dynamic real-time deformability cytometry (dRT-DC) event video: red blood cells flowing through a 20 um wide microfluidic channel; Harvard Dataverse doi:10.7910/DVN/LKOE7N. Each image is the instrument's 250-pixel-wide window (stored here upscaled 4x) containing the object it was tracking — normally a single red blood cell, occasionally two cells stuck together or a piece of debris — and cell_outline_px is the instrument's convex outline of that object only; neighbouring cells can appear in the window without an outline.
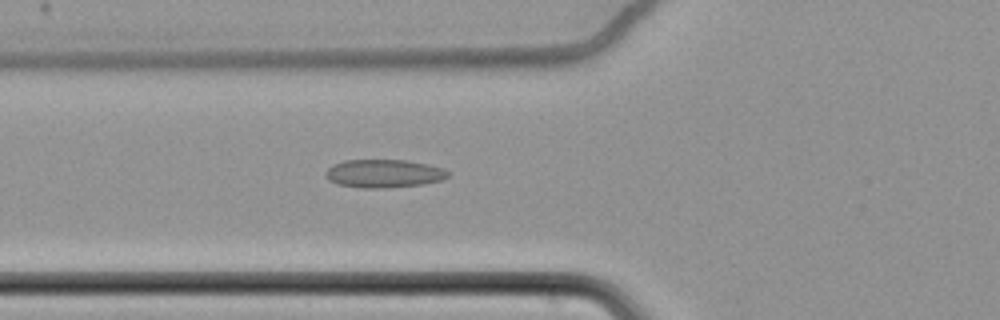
{"species": "common noctule bat (a hibernating species)", "species_latin": "Nyctalus noctula", "temperature_condition": "cold", "stored_images_in_passage": 63, "camera_frame_rate_fps": 3000, "um_per_image_px": 0.085, "animal": {"sex": "female", "body_mass_g": 22.7, "forearm_length_mm": 54.2}, "frame": {"image": 1, "passage_image": 26, "time_ms": 8.333, "image_size_px": [1000, 320], "cell_outline_px": [[448, 176], [440, 180], [424, 184], [384, 188], [360, 188], [336, 184], [328, 180], [324, 176], [324, 172], [332, 164], [344, 160], [404, 160], [428, 164], [444, 168], [448, 172]], "centroid_in_image_um": [32.57, 14.75], "position_along_channel_um": 93.2, "area_um2": 20.29}}
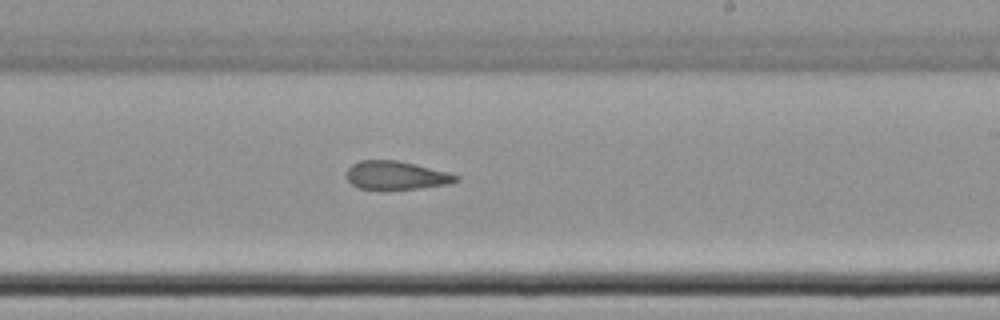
{"frame": {"image": 2, "passage_image": 40, "time_ms": 13.0, "image_size_px": [1000, 320], "cell_outline_px": [[460, 180], [448, 184], [416, 188], [360, 188], [352, 184], [344, 176], [348, 168], [352, 164], [360, 160], [396, 160], [448, 172], [460, 176]], "centroid_in_image_um": [33.66, 14.88], "position_along_channel_um": 255.3, "area_um2": 17.8}}
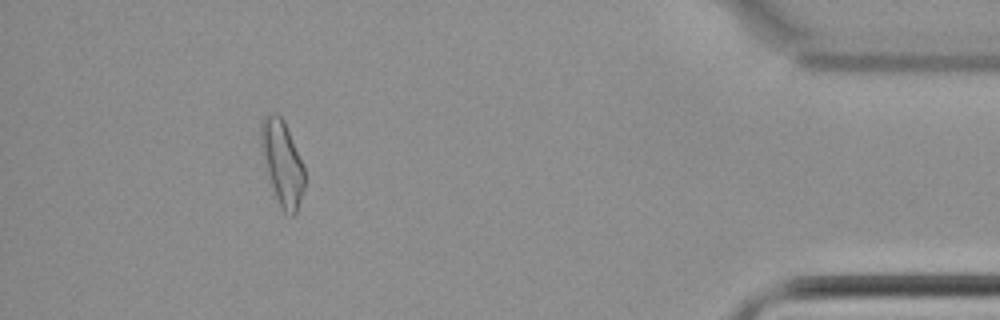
{"frame": {"image": 3, "passage_image": 58, "time_ms": 19.0, "image_size_px": [1000, 320], "cell_outline_px": [[304, 188], [296, 216], [292, 216], [284, 212], [280, 208], [264, 160], [260, 144], [260, 124], [264, 116], [268, 112], [272, 112], [280, 116], [284, 120], [304, 164]], "centroid_in_image_um": [24.01, 13.82], "position_along_channel_um": 411.2, "area_um2": 21.5}, "authors_computed_cell_mechanics": {"area_um2": 20.2878, "velocity_mm_per_s": 3.4733, "shape_relaxation_time_tau1_ms": null, "shape_relaxation_time_tau2_ms": 3.1189, "deformation_change_tau1": null, "deformation_change_tau2": 0.0991}}